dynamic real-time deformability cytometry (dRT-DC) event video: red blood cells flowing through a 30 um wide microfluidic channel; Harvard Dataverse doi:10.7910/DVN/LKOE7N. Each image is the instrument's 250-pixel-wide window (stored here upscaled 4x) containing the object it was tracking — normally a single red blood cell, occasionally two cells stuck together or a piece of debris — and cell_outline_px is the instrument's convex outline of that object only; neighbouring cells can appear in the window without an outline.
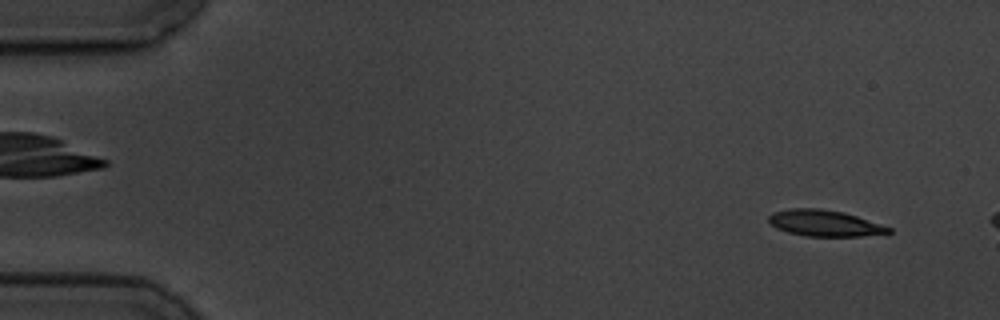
{"species": "common noctule bat (a hibernating species)", "species_latin": "Nyctalus noctula", "temperature_condition": "cold", "stored_images_in_passage": 2, "camera_frame_rate_fps": 3000, "um_per_image_px": 0.085, "animal": {"sex": "male", "body_mass_g": 19.5, "forearm_length_mm": 54.6}, "frame": {"image": 1, "passage_image": 1, "time_ms": 0.0, "image_size_px": [1000, 320], "cell_outline_px": [[892, 232], [888, 236], [804, 236], [788, 232], [776, 228], [768, 220], [768, 216], [772, 212], [788, 208], [820, 208], [844, 212], [892, 228]], "centroid_in_image_um": [70.14, 18.98], "position_along_channel_um": 14.9, "area_um2": 18.67}}